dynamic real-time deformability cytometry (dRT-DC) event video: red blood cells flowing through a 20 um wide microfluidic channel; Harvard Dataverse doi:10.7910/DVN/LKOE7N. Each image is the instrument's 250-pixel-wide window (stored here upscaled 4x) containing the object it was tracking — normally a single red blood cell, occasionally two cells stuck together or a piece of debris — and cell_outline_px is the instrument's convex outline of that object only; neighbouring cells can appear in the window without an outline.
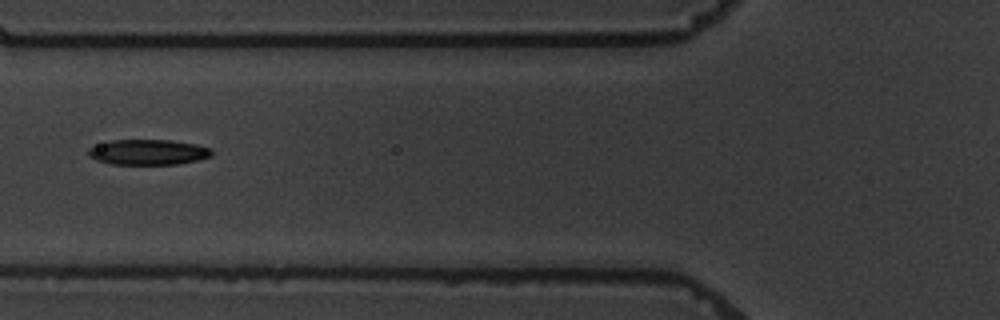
{"species": "common noctule bat (a hibernating species)", "species_latin": "Nyctalus noctula", "temperature_condition": "warm", "stored_images_in_passage": 12, "camera_frame_rate_fps": 3000, "um_per_image_px": 0.085, "animal": {"sex": "male", "body_mass_g": 19.5, "forearm_length_mm": 54.6}, "frame": {"image": 1, "passage_image": 3, "time_ms": 2.333, "image_size_px": [1000, 320], "cell_outline_px": [[212, 156], [180, 164], [112, 164], [96, 160], [88, 156], [88, 148], [108, 140], [168, 140], [196, 144], [208, 148], [212, 152]], "centroid_in_image_um": [12.55, 12.93], "position_along_channel_um": 113.3, "area_um2": 18.21}}
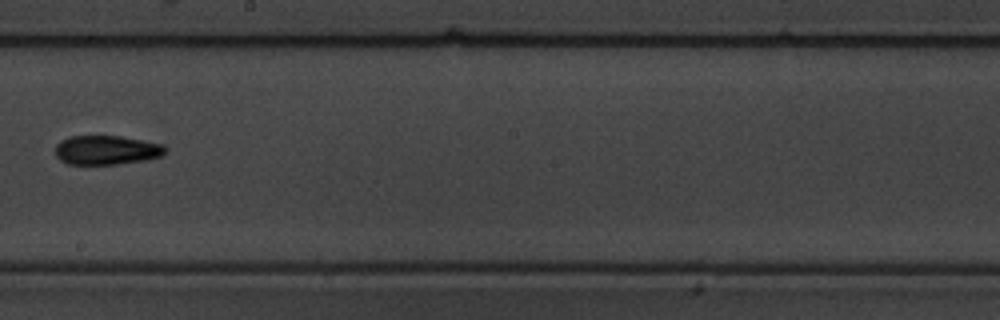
{"frame": {"image": 2, "passage_image": 6, "time_ms": 6.0, "image_size_px": [1000, 320], "cell_outline_px": [[164, 152], [160, 156], [148, 160], [116, 164], [68, 164], [60, 160], [56, 156], [56, 144], [60, 140], [68, 136], [120, 136], [164, 144]], "centroid_in_image_um": [9.02, 12.75], "position_along_channel_um": 239.2, "area_um2": 18.73}}
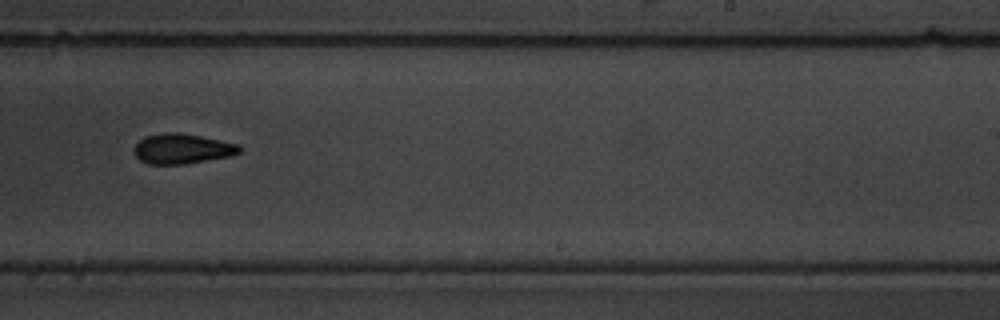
{"frame": {"image": 3, "passage_image": 7, "time_ms": 7.0, "image_size_px": [1000, 320], "cell_outline_px": [[240, 152], [228, 156], [184, 164], [148, 164], [140, 160], [132, 152], [132, 148], [144, 136], [164, 132], [180, 132], [240, 144]], "centroid_in_image_um": [15.42, 12.63], "position_along_channel_um": 273.6, "area_um2": 18.5}, "authors_computed_cell_mechanics": {"area_um2": 18.6116, "velocity_mm_per_s": 3.4437, "shape_relaxation_time_tau1_ms": 5.7344, "shape_relaxation_time_tau2_ms": 2.6162, "deformation_change_tau1": 0.1493, "deformation_change_tau2": 0.0897}}